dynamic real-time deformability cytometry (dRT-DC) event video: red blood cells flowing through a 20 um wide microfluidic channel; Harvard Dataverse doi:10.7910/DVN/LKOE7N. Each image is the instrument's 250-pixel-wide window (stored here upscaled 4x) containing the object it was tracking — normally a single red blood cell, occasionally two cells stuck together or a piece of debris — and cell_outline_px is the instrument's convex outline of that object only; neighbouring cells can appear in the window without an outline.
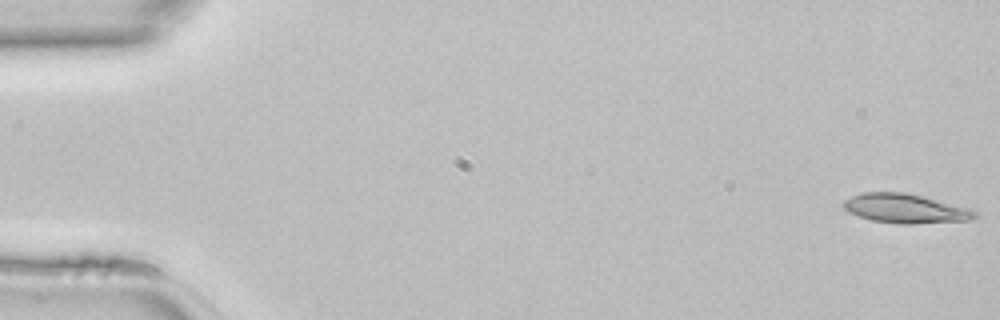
{"species": "common noctule bat (a hibernating species)", "species_latin": "Nyctalus noctula", "temperature_condition": "room temperature", "stored_images_in_passage": 46, "camera_frame_rate_fps": 3000, "um_per_image_px": 0.085, "animal": {"sex": "female", "body_mass_g": 22.7, "forearm_length_mm": 54.2}, "frame": {"image": 1, "passage_image": 1, "time_ms": 0.0, "image_size_px": [1000, 320], "cell_outline_px": [[976, 216], [968, 220], [916, 224], [900, 224], [872, 220], [848, 212], [844, 208], [844, 200], [852, 196], [864, 192], [908, 192], [972, 208], [976, 212]], "centroid_in_image_um": [76.99, 17.71], "position_along_channel_um": 8.0, "area_um2": 22.48}}
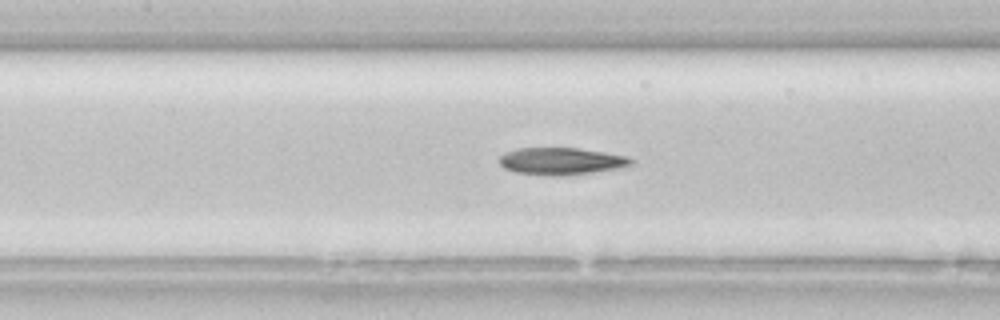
{"frame": {"image": 2, "passage_image": 21, "time_ms": 6.667, "image_size_px": [1000, 320], "cell_outline_px": [[636, 160], [632, 164], [620, 168], [592, 172], [560, 176], [552, 176], [516, 172], [504, 168], [496, 160], [504, 152], [520, 148], [580, 148], [628, 156]], "centroid_in_image_um": [47.7, 13.69], "position_along_channel_um": 159.7, "area_um2": 20.98}}
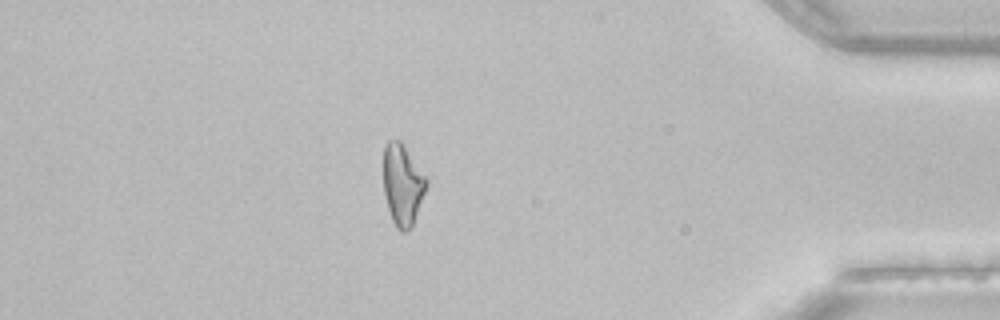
{"frame": {"image": 3, "passage_image": 40, "time_ms": 13.0, "image_size_px": [1000, 320], "cell_outline_px": [[428, 184], [412, 224], [404, 232], [400, 232], [396, 228], [392, 220], [384, 196], [384, 148], [388, 140], [400, 140], [428, 176]], "centroid_in_image_um": [34.23, 15.66], "position_along_channel_um": 401.0, "area_um2": 20.35}}